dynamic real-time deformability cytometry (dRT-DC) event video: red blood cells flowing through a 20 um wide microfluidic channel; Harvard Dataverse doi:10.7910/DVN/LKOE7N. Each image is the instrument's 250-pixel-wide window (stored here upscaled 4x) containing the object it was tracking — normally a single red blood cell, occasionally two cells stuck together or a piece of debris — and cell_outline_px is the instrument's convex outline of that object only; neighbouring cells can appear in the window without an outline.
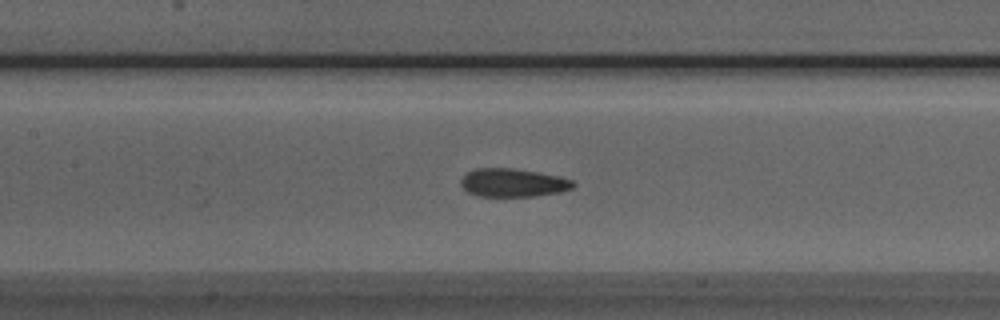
{"species": "Egyptian fruit bat (a non-hibernating species)", "species_latin": "Rousettus aegyptiacus", "temperature_condition": "room temperature", "stored_images_in_passage": 50, "camera_frame_rate_fps": 3000, "um_per_image_px": 0.085, "animal": {"sex": "male"}, "frame": {"image": 1, "passage_image": 22, "time_ms": 7.0, "image_size_px": [1000, 320], "cell_outline_px": [[576, 184], [572, 188], [560, 192], [532, 196], [480, 196], [468, 192], [460, 184], [460, 180], [468, 172], [476, 168], [512, 168], [536, 172], [556, 176], [572, 180]], "centroid_in_image_um": [43.58, 15.53], "position_along_channel_um": 163.8, "area_um2": 18.26}}
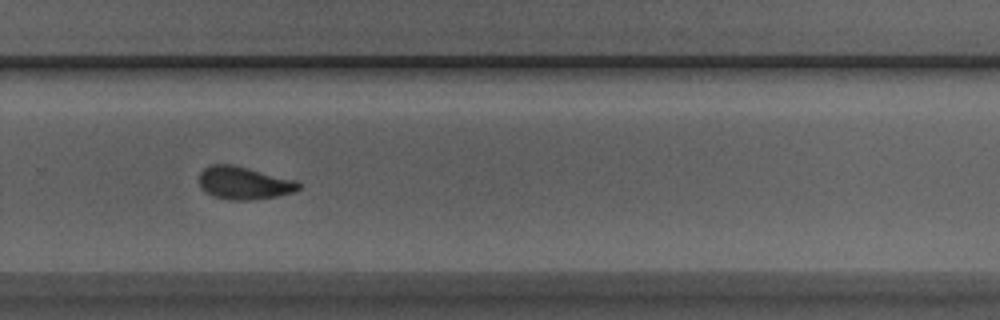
{"frame": {"image": 2, "passage_image": 33, "time_ms": 10.667, "image_size_px": [1000, 320], "cell_outline_px": [[300, 188], [292, 192], [276, 196], [248, 200], [228, 200], [212, 196], [204, 192], [200, 188], [200, 172], [204, 168], [212, 164], [232, 164], [300, 180]], "centroid_in_image_um": [20.74, 15.55], "position_along_channel_um": 309.1, "area_um2": 19.25}}
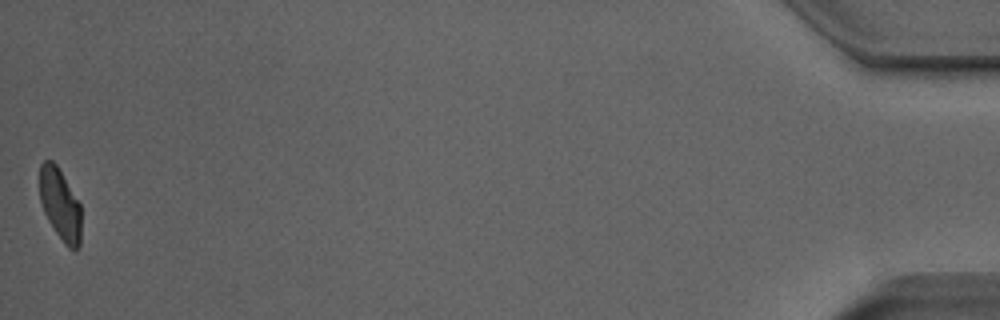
{"frame": {"image": 3, "passage_image": 50, "time_ms": 16.333, "image_size_px": [1000, 320], "cell_outline_px": [[80, 244], [76, 252], [68, 248], [64, 244], [48, 220], [44, 212], [40, 200], [40, 164], [44, 160], [52, 160], [56, 164], [80, 204]], "centroid_in_image_um": [5.11, 17.4], "position_along_channel_um": 430.1, "area_um2": 17.22}, "authors_computed_cell_mechanics": {"area_um2": 18.8428, "velocity_mm_per_s": 3.9725, "shape_relaxation_time_tau1_ms": 5.155, "shape_relaxation_time_tau2_ms": 1.6613, "deformation_change_tau1": 0.1717, "deformation_change_tau2": 0.0902}}